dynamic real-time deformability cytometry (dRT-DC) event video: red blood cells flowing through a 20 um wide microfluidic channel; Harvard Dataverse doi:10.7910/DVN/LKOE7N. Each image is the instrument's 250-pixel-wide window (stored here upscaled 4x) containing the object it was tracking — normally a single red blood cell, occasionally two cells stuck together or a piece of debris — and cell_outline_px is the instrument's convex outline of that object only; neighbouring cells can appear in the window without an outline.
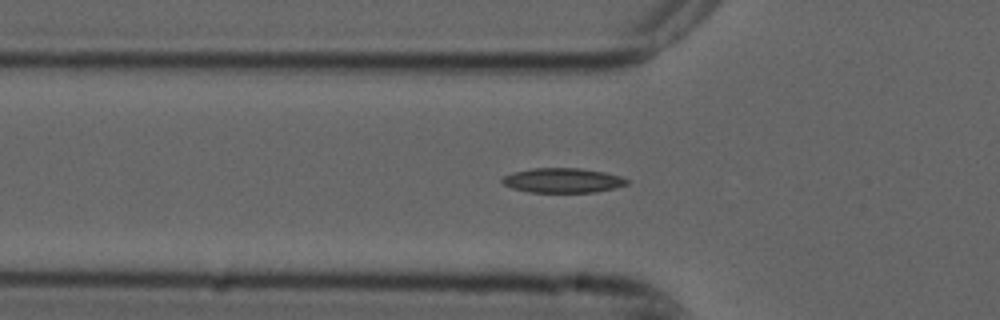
{"species": "common noctule bat (a hibernating species)", "species_latin": "Nyctalus noctula", "temperature_condition": "cold", "stored_images_in_passage": 42, "camera_frame_rate_fps": 3000, "um_per_image_px": 0.085, "animal": {"sex": "male", "forearm_length_mm": 52.5}, "frame": {"image": 1, "passage_image": 6, "time_ms": 1.667, "image_size_px": [1000, 320], "cell_outline_px": [[628, 184], [616, 188], [596, 192], [528, 192], [512, 188], [504, 184], [500, 180], [504, 176], [516, 172], [532, 168], [580, 168], [604, 172], [620, 176], [628, 180]], "centroid_in_image_um": [47.85, 15.34], "position_along_channel_um": 77.9, "area_um2": 17.86}}
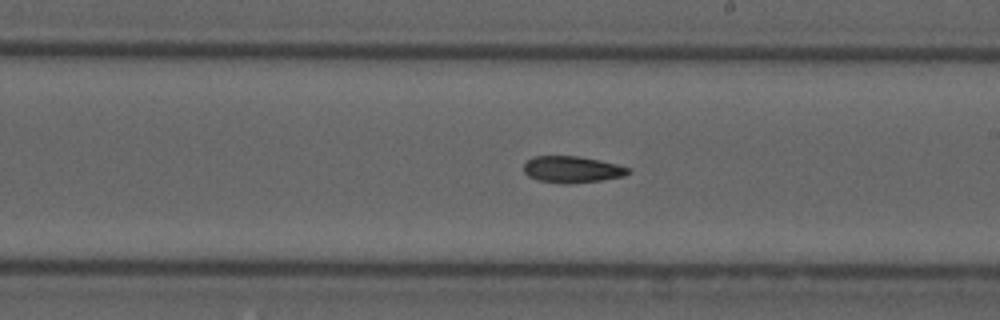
{"frame": {"image": 2, "passage_image": 19, "time_ms": 6.0, "image_size_px": [1000, 320], "cell_outline_px": [[632, 172], [624, 176], [600, 180], [568, 184], [536, 180], [528, 176], [524, 172], [524, 164], [532, 156], [576, 156], [600, 160], [632, 168]], "centroid_in_image_um": [48.64, 14.4], "position_along_channel_um": 240.4, "area_um2": 16.24}}
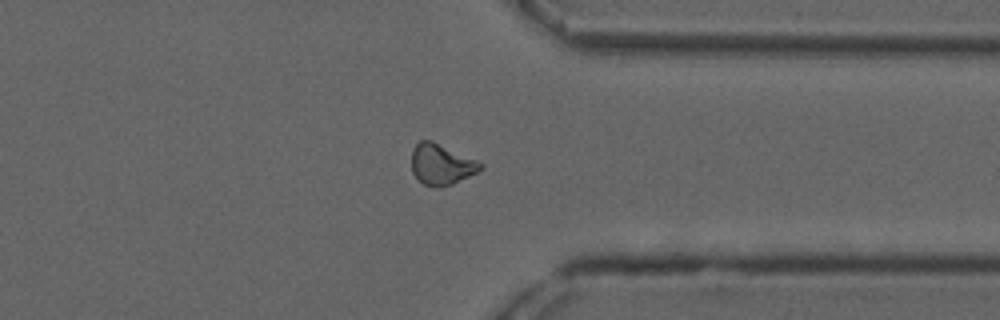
{"frame": {"image": 3, "passage_image": 30, "time_ms": 9.667, "image_size_px": [1000, 320], "cell_outline_px": [[484, 168], [452, 184], [440, 188], [436, 188], [424, 184], [412, 172], [412, 152], [416, 144], [420, 140], [432, 140], [476, 160], [484, 164]], "centroid_in_image_um": [37.51, 13.97], "position_along_channel_um": 373.9, "area_um2": 16.24}}